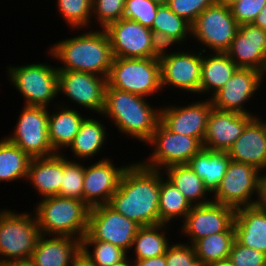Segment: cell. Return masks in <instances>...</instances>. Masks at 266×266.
Masks as SVG:
<instances>
[{
  "label": "cell",
  "mask_w": 266,
  "mask_h": 266,
  "mask_svg": "<svg viewBox=\"0 0 266 266\" xmlns=\"http://www.w3.org/2000/svg\"><path fill=\"white\" fill-rule=\"evenodd\" d=\"M160 182L161 170L131 163L108 205L140 227L159 225Z\"/></svg>",
  "instance_id": "1"
},
{
  "label": "cell",
  "mask_w": 266,
  "mask_h": 266,
  "mask_svg": "<svg viewBox=\"0 0 266 266\" xmlns=\"http://www.w3.org/2000/svg\"><path fill=\"white\" fill-rule=\"evenodd\" d=\"M101 30H90L53 44L49 56L63 64L57 69L88 72L107 78L113 54L108 34L105 29Z\"/></svg>",
  "instance_id": "2"
},
{
  "label": "cell",
  "mask_w": 266,
  "mask_h": 266,
  "mask_svg": "<svg viewBox=\"0 0 266 266\" xmlns=\"http://www.w3.org/2000/svg\"><path fill=\"white\" fill-rule=\"evenodd\" d=\"M148 100L106 85L104 109L99 116L110 118L123 135L146 143L160 122V108L152 107Z\"/></svg>",
  "instance_id": "3"
},
{
  "label": "cell",
  "mask_w": 266,
  "mask_h": 266,
  "mask_svg": "<svg viewBox=\"0 0 266 266\" xmlns=\"http://www.w3.org/2000/svg\"><path fill=\"white\" fill-rule=\"evenodd\" d=\"M36 205L34 214L41 235L82 240L87 233L90 207L84 201L56 195L42 198Z\"/></svg>",
  "instance_id": "4"
},
{
  "label": "cell",
  "mask_w": 266,
  "mask_h": 266,
  "mask_svg": "<svg viewBox=\"0 0 266 266\" xmlns=\"http://www.w3.org/2000/svg\"><path fill=\"white\" fill-rule=\"evenodd\" d=\"M34 216V217H33ZM41 232L33 213L0 211V262H29Z\"/></svg>",
  "instance_id": "5"
},
{
  "label": "cell",
  "mask_w": 266,
  "mask_h": 266,
  "mask_svg": "<svg viewBox=\"0 0 266 266\" xmlns=\"http://www.w3.org/2000/svg\"><path fill=\"white\" fill-rule=\"evenodd\" d=\"M107 85L143 97L155 96L162 89L159 57L113 58Z\"/></svg>",
  "instance_id": "6"
},
{
  "label": "cell",
  "mask_w": 266,
  "mask_h": 266,
  "mask_svg": "<svg viewBox=\"0 0 266 266\" xmlns=\"http://www.w3.org/2000/svg\"><path fill=\"white\" fill-rule=\"evenodd\" d=\"M11 84L24 97L26 106L49 105L58 95V69L45 63L8 66Z\"/></svg>",
  "instance_id": "7"
},
{
  "label": "cell",
  "mask_w": 266,
  "mask_h": 266,
  "mask_svg": "<svg viewBox=\"0 0 266 266\" xmlns=\"http://www.w3.org/2000/svg\"><path fill=\"white\" fill-rule=\"evenodd\" d=\"M146 143L154 147L153 152L149 159L140 163L161 171L170 165L187 164L203 149V143L198 138L172 132L161 122Z\"/></svg>",
  "instance_id": "8"
},
{
  "label": "cell",
  "mask_w": 266,
  "mask_h": 266,
  "mask_svg": "<svg viewBox=\"0 0 266 266\" xmlns=\"http://www.w3.org/2000/svg\"><path fill=\"white\" fill-rule=\"evenodd\" d=\"M113 58L159 57L162 47L151 29L139 22L121 18L105 28Z\"/></svg>",
  "instance_id": "9"
},
{
  "label": "cell",
  "mask_w": 266,
  "mask_h": 266,
  "mask_svg": "<svg viewBox=\"0 0 266 266\" xmlns=\"http://www.w3.org/2000/svg\"><path fill=\"white\" fill-rule=\"evenodd\" d=\"M22 109L13 134L5 138L22 149L30 158L56 154L49 140V108L24 105Z\"/></svg>",
  "instance_id": "10"
},
{
  "label": "cell",
  "mask_w": 266,
  "mask_h": 266,
  "mask_svg": "<svg viewBox=\"0 0 266 266\" xmlns=\"http://www.w3.org/2000/svg\"><path fill=\"white\" fill-rule=\"evenodd\" d=\"M239 24L232 15L231 9L217 1L207 7L191 24V36L201 46L212 52L225 53L235 38Z\"/></svg>",
  "instance_id": "11"
},
{
  "label": "cell",
  "mask_w": 266,
  "mask_h": 266,
  "mask_svg": "<svg viewBox=\"0 0 266 266\" xmlns=\"http://www.w3.org/2000/svg\"><path fill=\"white\" fill-rule=\"evenodd\" d=\"M261 173L252 165L230 160L222 181L212 194V201L235 209L255 206L258 198L253 200L252 195L259 197Z\"/></svg>",
  "instance_id": "12"
},
{
  "label": "cell",
  "mask_w": 266,
  "mask_h": 266,
  "mask_svg": "<svg viewBox=\"0 0 266 266\" xmlns=\"http://www.w3.org/2000/svg\"><path fill=\"white\" fill-rule=\"evenodd\" d=\"M167 49L169 47L162 48L159 55L162 88L173 86L175 89L179 88L184 92L200 95L202 51L206 52V48L200 47L199 53L189 49L188 51L177 50V52Z\"/></svg>",
  "instance_id": "13"
},
{
  "label": "cell",
  "mask_w": 266,
  "mask_h": 266,
  "mask_svg": "<svg viewBox=\"0 0 266 266\" xmlns=\"http://www.w3.org/2000/svg\"><path fill=\"white\" fill-rule=\"evenodd\" d=\"M140 226L116 212L108 204L90 208L87 233L94 239L131 250Z\"/></svg>",
  "instance_id": "14"
},
{
  "label": "cell",
  "mask_w": 266,
  "mask_h": 266,
  "mask_svg": "<svg viewBox=\"0 0 266 266\" xmlns=\"http://www.w3.org/2000/svg\"><path fill=\"white\" fill-rule=\"evenodd\" d=\"M236 209L216 202L192 206L182 221L181 232L190 237L191 245L204 237L221 232H235L234 217Z\"/></svg>",
  "instance_id": "15"
},
{
  "label": "cell",
  "mask_w": 266,
  "mask_h": 266,
  "mask_svg": "<svg viewBox=\"0 0 266 266\" xmlns=\"http://www.w3.org/2000/svg\"><path fill=\"white\" fill-rule=\"evenodd\" d=\"M107 78L88 72L58 70V93L101 115Z\"/></svg>",
  "instance_id": "16"
},
{
  "label": "cell",
  "mask_w": 266,
  "mask_h": 266,
  "mask_svg": "<svg viewBox=\"0 0 266 266\" xmlns=\"http://www.w3.org/2000/svg\"><path fill=\"white\" fill-rule=\"evenodd\" d=\"M262 72L254 68L238 67L232 77L212 98L213 107L224 111L250 114L244 103L255 95L262 84Z\"/></svg>",
  "instance_id": "17"
},
{
  "label": "cell",
  "mask_w": 266,
  "mask_h": 266,
  "mask_svg": "<svg viewBox=\"0 0 266 266\" xmlns=\"http://www.w3.org/2000/svg\"><path fill=\"white\" fill-rule=\"evenodd\" d=\"M193 103L161 107L160 122L172 132L198 138L203 143L213 103L211 99Z\"/></svg>",
  "instance_id": "18"
},
{
  "label": "cell",
  "mask_w": 266,
  "mask_h": 266,
  "mask_svg": "<svg viewBox=\"0 0 266 266\" xmlns=\"http://www.w3.org/2000/svg\"><path fill=\"white\" fill-rule=\"evenodd\" d=\"M90 165L84 166L83 201L92 208L109 203L129 164L118 167L110 159L103 158Z\"/></svg>",
  "instance_id": "19"
},
{
  "label": "cell",
  "mask_w": 266,
  "mask_h": 266,
  "mask_svg": "<svg viewBox=\"0 0 266 266\" xmlns=\"http://www.w3.org/2000/svg\"><path fill=\"white\" fill-rule=\"evenodd\" d=\"M254 117L256 116L213 107L208 118L203 148L227 152Z\"/></svg>",
  "instance_id": "20"
},
{
  "label": "cell",
  "mask_w": 266,
  "mask_h": 266,
  "mask_svg": "<svg viewBox=\"0 0 266 266\" xmlns=\"http://www.w3.org/2000/svg\"><path fill=\"white\" fill-rule=\"evenodd\" d=\"M238 67L263 71L266 64V30L241 24L229 49L225 52Z\"/></svg>",
  "instance_id": "21"
},
{
  "label": "cell",
  "mask_w": 266,
  "mask_h": 266,
  "mask_svg": "<svg viewBox=\"0 0 266 266\" xmlns=\"http://www.w3.org/2000/svg\"><path fill=\"white\" fill-rule=\"evenodd\" d=\"M41 235L29 263L32 266H74L81 259V240L69 236Z\"/></svg>",
  "instance_id": "22"
},
{
  "label": "cell",
  "mask_w": 266,
  "mask_h": 266,
  "mask_svg": "<svg viewBox=\"0 0 266 266\" xmlns=\"http://www.w3.org/2000/svg\"><path fill=\"white\" fill-rule=\"evenodd\" d=\"M227 154L232 161L252 165L261 172L266 171V123L263 119L254 117Z\"/></svg>",
  "instance_id": "23"
},
{
  "label": "cell",
  "mask_w": 266,
  "mask_h": 266,
  "mask_svg": "<svg viewBox=\"0 0 266 266\" xmlns=\"http://www.w3.org/2000/svg\"><path fill=\"white\" fill-rule=\"evenodd\" d=\"M234 230L239 244L266 254V210L257 205L237 208Z\"/></svg>",
  "instance_id": "24"
},
{
  "label": "cell",
  "mask_w": 266,
  "mask_h": 266,
  "mask_svg": "<svg viewBox=\"0 0 266 266\" xmlns=\"http://www.w3.org/2000/svg\"><path fill=\"white\" fill-rule=\"evenodd\" d=\"M63 171L62 152L49 157L31 158L26 181H29L43 198L56 196L60 192Z\"/></svg>",
  "instance_id": "25"
},
{
  "label": "cell",
  "mask_w": 266,
  "mask_h": 266,
  "mask_svg": "<svg viewBox=\"0 0 266 266\" xmlns=\"http://www.w3.org/2000/svg\"><path fill=\"white\" fill-rule=\"evenodd\" d=\"M202 51L200 94L212 96L223 88L225 83L232 77L238 66L226 53L214 52L206 54ZM208 55V56H207Z\"/></svg>",
  "instance_id": "26"
},
{
  "label": "cell",
  "mask_w": 266,
  "mask_h": 266,
  "mask_svg": "<svg viewBox=\"0 0 266 266\" xmlns=\"http://www.w3.org/2000/svg\"><path fill=\"white\" fill-rule=\"evenodd\" d=\"M68 107V105L64 107V105L59 106L58 104L57 112H53V114H50L51 112H49V140L55 153H60L59 150L63 148H69V145L77 135L83 120L86 118L83 117L77 109H71Z\"/></svg>",
  "instance_id": "27"
},
{
  "label": "cell",
  "mask_w": 266,
  "mask_h": 266,
  "mask_svg": "<svg viewBox=\"0 0 266 266\" xmlns=\"http://www.w3.org/2000/svg\"><path fill=\"white\" fill-rule=\"evenodd\" d=\"M151 30L162 48L180 45L191 37V24L167 5L158 7Z\"/></svg>",
  "instance_id": "28"
},
{
  "label": "cell",
  "mask_w": 266,
  "mask_h": 266,
  "mask_svg": "<svg viewBox=\"0 0 266 266\" xmlns=\"http://www.w3.org/2000/svg\"><path fill=\"white\" fill-rule=\"evenodd\" d=\"M230 160L225 151H213L203 148L187 164L203 180L204 186L209 190V193L213 194L222 181Z\"/></svg>",
  "instance_id": "29"
},
{
  "label": "cell",
  "mask_w": 266,
  "mask_h": 266,
  "mask_svg": "<svg viewBox=\"0 0 266 266\" xmlns=\"http://www.w3.org/2000/svg\"><path fill=\"white\" fill-rule=\"evenodd\" d=\"M164 169L162 173L167 176L166 179L185 196L191 206L212 202L211 198L207 197L211 193H208L209 190L204 186L203 180L188 164L170 165Z\"/></svg>",
  "instance_id": "30"
},
{
  "label": "cell",
  "mask_w": 266,
  "mask_h": 266,
  "mask_svg": "<svg viewBox=\"0 0 266 266\" xmlns=\"http://www.w3.org/2000/svg\"><path fill=\"white\" fill-rule=\"evenodd\" d=\"M106 127L101 121L94 118H85L77 135L69 145L74 157L80 160H89L99 153L107 141ZM105 143V144H104Z\"/></svg>",
  "instance_id": "31"
},
{
  "label": "cell",
  "mask_w": 266,
  "mask_h": 266,
  "mask_svg": "<svg viewBox=\"0 0 266 266\" xmlns=\"http://www.w3.org/2000/svg\"><path fill=\"white\" fill-rule=\"evenodd\" d=\"M166 226L168 227L170 225L159 224L140 227L131 246V250L135 249L134 252L136 258H128V260L149 259L166 254V251L171 244L165 235L167 233Z\"/></svg>",
  "instance_id": "32"
},
{
  "label": "cell",
  "mask_w": 266,
  "mask_h": 266,
  "mask_svg": "<svg viewBox=\"0 0 266 266\" xmlns=\"http://www.w3.org/2000/svg\"><path fill=\"white\" fill-rule=\"evenodd\" d=\"M90 246L93 252L88 249ZM81 258L90 266H121L128 261V252L109 242L94 240L86 233L81 240Z\"/></svg>",
  "instance_id": "33"
},
{
  "label": "cell",
  "mask_w": 266,
  "mask_h": 266,
  "mask_svg": "<svg viewBox=\"0 0 266 266\" xmlns=\"http://www.w3.org/2000/svg\"><path fill=\"white\" fill-rule=\"evenodd\" d=\"M161 172L159 224H168L177 217L186 218L191 210V204L185 196Z\"/></svg>",
  "instance_id": "34"
},
{
  "label": "cell",
  "mask_w": 266,
  "mask_h": 266,
  "mask_svg": "<svg viewBox=\"0 0 266 266\" xmlns=\"http://www.w3.org/2000/svg\"><path fill=\"white\" fill-rule=\"evenodd\" d=\"M31 158L6 138L0 139V182H11L27 177Z\"/></svg>",
  "instance_id": "35"
},
{
  "label": "cell",
  "mask_w": 266,
  "mask_h": 266,
  "mask_svg": "<svg viewBox=\"0 0 266 266\" xmlns=\"http://www.w3.org/2000/svg\"><path fill=\"white\" fill-rule=\"evenodd\" d=\"M235 241V232H221L195 241L192 246L202 266L226 260Z\"/></svg>",
  "instance_id": "36"
},
{
  "label": "cell",
  "mask_w": 266,
  "mask_h": 266,
  "mask_svg": "<svg viewBox=\"0 0 266 266\" xmlns=\"http://www.w3.org/2000/svg\"><path fill=\"white\" fill-rule=\"evenodd\" d=\"M93 0H57V10L69 27H88L92 19Z\"/></svg>",
  "instance_id": "37"
},
{
  "label": "cell",
  "mask_w": 266,
  "mask_h": 266,
  "mask_svg": "<svg viewBox=\"0 0 266 266\" xmlns=\"http://www.w3.org/2000/svg\"><path fill=\"white\" fill-rule=\"evenodd\" d=\"M64 155V171L58 196L83 201L84 165Z\"/></svg>",
  "instance_id": "38"
},
{
  "label": "cell",
  "mask_w": 266,
  "mask_h": 266,
  "mask_svg": "<svg viewBox=\"0 0 266 266\" xmlns=\"http://www.w3.org/2000/svg\"><path fill=\"white\" fill-rule=\"evenodd\" d=\"M159 6L152 0H126L123 18L151 29Z\"/></svg>",
  "instance_id": "39"
},
{
  "label": "cell",
  "mask_w": 266,
  "mask_h": 266,
  "mask_svg": "<svg viewBox=\"0 0 266 266\" xmlns=\"http://www.w3.org/2000/svg\"><path fill=\"white\" fill-rule=\"evenodd\" d=\"M126 0H93L92 18L105 29L110 23L123 18Z\"/></svg>",
  "instance_id": "40"
},
{
  "label": "cell",
  "mask_w": 266,
  "mask_h": 266,
  "mask_svg": "<svg viewBox=\"0 0 266 266\" xmlns=\"http://www.w3.org/2000/svg\"><path fill=\"white\" fill-rule=\"evenodd\" d=\"M175 243L170 244L166 251L167 266H202L190 243Z\"/></svg>",
  "instance_id": "41"
},
{
  "label": "cell",
  "mask_w": 266,
  "mask_h": 266,
  "mask_svg": "<svg viewBox=\"0 0 266 266\" xmlns=\"http://www.w3.org/2000/svg\"><path fill=\"white\" fill-rule=\"evenodd\" d=\"M217 0H169L167 6L179 17L192 24L195 19Z\"/></svg>",
  "instance_id": "42"
},
{
  "label": "cell",
  "mask_w": 266,
  "mask_h": 266,
  "mask_svg": "<svg viewBox=\"0 0 266 266\" xmlns=\"http://www.w3.org/2000/svg\"><path fill=\"white\" fill-rule=\"evenodd\" d=\"M228 260L234 266H266V254L234 241Z\"/></svg>",
  "instance_id": "43"
},
{
  "label": "cell",
  "mask_w": 266,
  "mask_h": 266,
  "mask_svg": "<svg viewBox=\"0 0 266 266\" xmlns=\"http://www.w3.org/2000/svg\"><path fill=\"white\" fill-rule=\"evenodd\" d=\"M265 4L266 0H239L230 9L239 25L251 24Z\"/></svg>",
  "instance_id": "44"
},
{
  "label": "cell",
  "mask_w": 266,
  "mask_h": 266,
  "mask_svg": "<svg viewBox=\"0 0 266 266\" xmlns=\"http://www.w3.org/2000/svg\"><path fill=\"white\" fill-rule=\"evenodd\" d=\"M134 266H167L165 254L149 259L131 260Z\"/></svg>",
  "instance_id": "45"
},
{
  "label": "cell",
  "mask_w": 266,
  "mask_h": 266,
  "mask_svg": "<svg viewBox=\"0 0 266 266\" xmlns=\"http://www.w3.org/2000/svg\"><path fill=\"white\" fill-rule=\"evenodd\" d=\"M256 205L266 210V172L260 176L259 197Z\"/></svg>",
  "instance_id": "46"
},
{
  "label": "cell",
  "mask_w": 266,
  "mask_h": 266,
  "mask_svg": "<svg viewBox=\"0 0 266 266\" xmlns=\"http://www.w3.org/2000/svg\"><path fill=\"white\" fill-rule=\"evenodd\" d=\"M254 26L266 30V4L252 23Z\"/></svg>",
  "instance_id": "47"
},
{
  "label": "cell",
  "mask_w": 266,
  "mask_h": 266,
  "mask_svg": "<svg viewBox=\"0 0 266 266\" xmlns=\"http://www.w3.org/2000/svg\"><path fill=\"white\" fill-rule=\"evenodd\" d=\"M208 266H234L228 259L212 263Z\"/></svg>",
  "instance_id": "48"
},
{
  "label": "cell",
  "mask_w": 266,
  "mask_h": 266,
  "mask_svg": "<svg viewBox=\"0 0 266 266\" xmlns=\"http://www.w3.org/2000/svg\"><path fill=\"white\" fill-rule=\"evenodd\" d=\"M238 1L239 0H217L219 4L225 5L229 8Z\"/></svg>",
  "instance_id": "49"
},
{
  "label": "cell",
  "mask_w": 266,
  "mask_h": 266,
  "mask_svg": "<svg viewBox=\"0 0 266 266\" xmlns=\"http://www.w3.org/2000/svg\"><path fill=\"white\" fill-rule=\"evenodd\" d=\"M74 266H90L84 259H80Z\"/></svg>",
  "instance_id": "50"
},
{
  "label": "cell",
  "mask_w": 266,
  "mask_h": 266,
  "mask_svg": "<svg viewBox=\"0 0 266 266\" xmlns=\"http://www.w3.org/2000/svg\"><path fill=\"white\" fill-rule=\"evenodd\" d=\"M152 1L158 3L159 5H167L169 0H152Z\"/></svg>",
  "instance_id": "51"
},
{
  "label": "cell",
  "mask_w": 266,
  "mask_h": 266,
  "mask_svg": "<svg viewBox=\"0 0 266 266\" xmlns=\"http://www.w3.org/2000/svg\"><path fill=\"white\" fill-rule=\"evenodd\" d=\"M14 266H32L29 262L14 263Z\"/></svg>",
  "instance_id": "52"
},
{
  "label": "cell",
  "mask_w": 266,
  "mask_h": 266,
  "mask_svg": "<svg viewBox=\"0 0 266 266\" xmlns=\"http://www.w3.org/2000/svg\"><path fill=\"white\" fill-rule=\"evenodd\" d=\"M0 266H14V263L0 262Z\"/></svg>",
  "instance_id": "53"
},
{
  "label": "cell",
  "mask_w": 266,
  "mask_h": 266,
  "mask_svg": "<svg viewBox=\"0 0 266 266\" xmlns=\"http://www.w3.org/2000/svg\"><path fill=\"white\" fill-rule=\"evenodd\" d=\"M121 266H134V265H133L132 261L128 260L124 264H122Z\"/></svg>",
  "instance_id": "54"
},
{
  "label": "cell",
  "mask_w": 266,
  "mask_h": 266,
  "mask_svg": "<svg viewBox=\"0 0 266 266\" xmlns=\"http://www.w3.org/2000/svg\"><path fill=\"white\" fill-rule=\"evenodd\" d=\"M264 76L266 77V64H265L264 69L262 71V81H264V79H265Z\"/></svg>",
  "instance_id": "55"
}]
</instances>
